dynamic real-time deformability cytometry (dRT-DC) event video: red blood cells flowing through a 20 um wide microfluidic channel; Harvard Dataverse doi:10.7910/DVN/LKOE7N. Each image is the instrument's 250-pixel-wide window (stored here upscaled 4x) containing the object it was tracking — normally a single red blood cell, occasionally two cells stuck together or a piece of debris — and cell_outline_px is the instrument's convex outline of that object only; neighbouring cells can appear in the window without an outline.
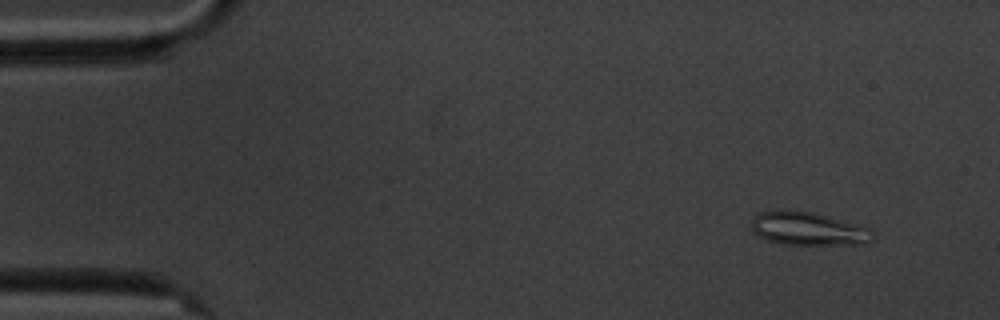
{"species": "common noctule bat (a hibernating species)", "species_latin": "Nyctalus noctula", "temperature_condition": "cold", "stored_images_in_passage": 5, "camera_frame_rate_fps": 3000, "um_per_image_px": 0.085, "animal": {"sex": "male", "body_mass_g": 20.1, "forearm_length_mm": 53.5}, "frame": {"image": 1, "passage_image": 2, "time_ms": 1.0, "image_size_px": [1000, 320], "cell_outline_px": [[872, 240], [864, 244], [780, 244], [768, 240], [752, 232], [752, 220], [760, 212], [812, 212], [872, 228]], "centroid_in_image_um": [68.74, 19.47], "position_along_channel_um": 16.3, "area_um2": 22.83}}
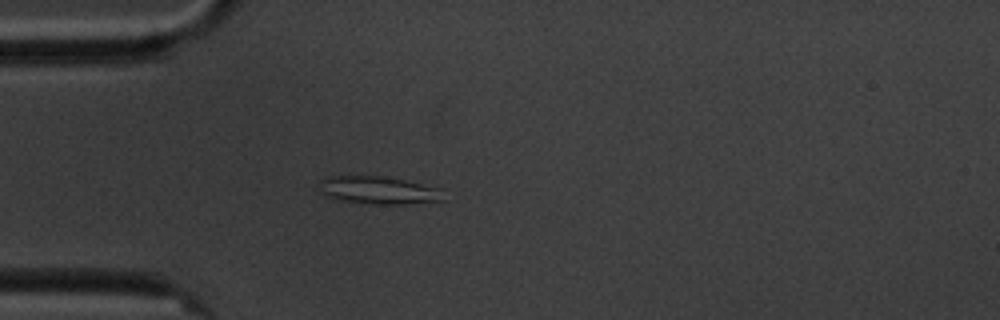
{"frame": {"image": 2, "passage_image": 5, "time_ms": 4.667, "image_size_px": [1000, 320], "cell_outline_px": [[444, 200], [408, 204], [376, 204], [336, 200], [324, 196], [320, 192], [320, 180], [324, 176], [348, 172], [380, 176], [404, 180], [440, 188]], "centroid_in_image_um": [32.02, 16.12], "position_along_channel_um": 53.0, "area_um2": 20.98}}